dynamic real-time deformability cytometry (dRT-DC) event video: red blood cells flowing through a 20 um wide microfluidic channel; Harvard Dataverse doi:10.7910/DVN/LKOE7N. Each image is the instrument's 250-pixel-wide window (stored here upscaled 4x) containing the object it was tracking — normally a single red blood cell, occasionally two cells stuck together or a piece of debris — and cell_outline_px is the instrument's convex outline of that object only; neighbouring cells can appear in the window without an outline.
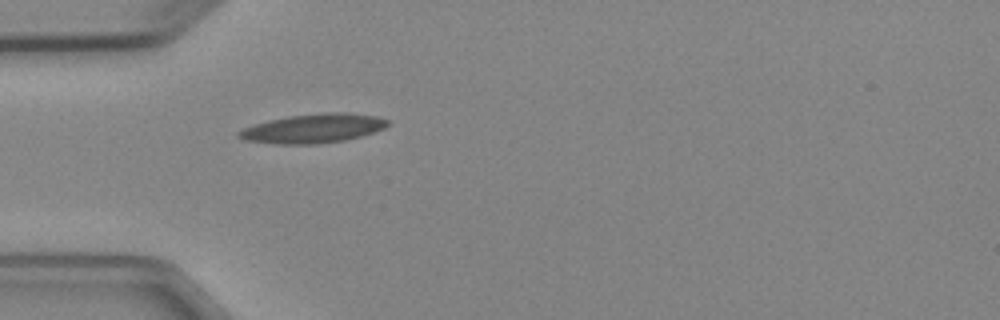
{"species": "Egyptian fruit bat (a non-hibernating species)", "species_latin": "Rousettus aegyptiacus", "temperature_condition": "cold", "stored_images_in_passage": 1, "camera_frame_rate_fps": 3000, "um_per_image_px": 0.085, "animal": {"sex": "female"}, "frame": {"image": 1, "passage_image": 1, "time_ms": 0.0, "image_size_px": [1000, 320], "cell_outline_px": [[388, 124], [384, 128], [360, 136], [344, 140], [316, 144], [276, 144], [244, 140], [236, 136], [236, 132], [244, 128], [268, 120], [288, 116], [324, 112], [348, 112], [376, 116], [388, 120]], "centroid_in_image_um": [26.59, 10.91], "position_along_channel_um": 58.4, "area_um2": 25.2}}